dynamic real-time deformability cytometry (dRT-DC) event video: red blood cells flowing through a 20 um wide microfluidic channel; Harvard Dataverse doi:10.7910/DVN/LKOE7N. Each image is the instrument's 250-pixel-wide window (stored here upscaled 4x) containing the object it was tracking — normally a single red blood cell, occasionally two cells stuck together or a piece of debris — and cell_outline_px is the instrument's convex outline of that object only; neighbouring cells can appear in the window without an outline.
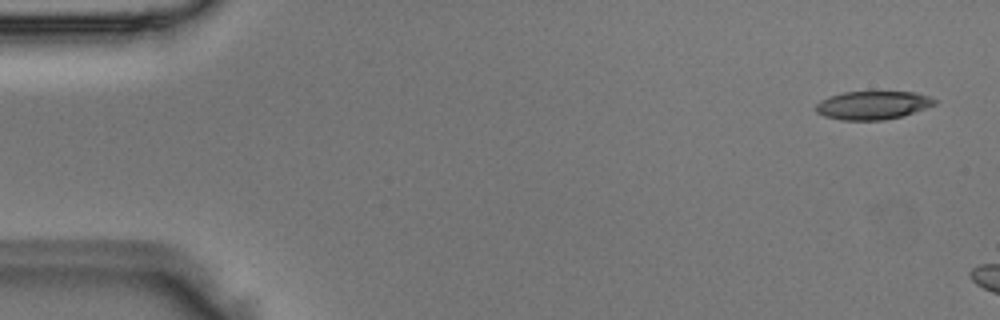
{"species": "Egyptian fruit bat (a non-hibernating species)", "species_latin": "Rousettus aegyptiacus", "temperature_condition": "room temperature", "stored_images_in_passage": 3, "camera_frame_rate_fps": 3000, "um_per_image_px": 0.085, "animal": {"sex": "male"}, "frame": {"image": 1, "passage_image": 1, "time_ms": 0.0, "image_size_px": [1000, 320], "cell_outline_px": [[936, 104], [900, 116], [884, 120], [840, 120], [824, 116], [816, 112], [816, 104], [820, 100], [844, 92], [916, 92], [932, 96], [936, 100]], "centroid_in_image_um": [74.18, 8.94], "position_along_channel_um": 10.8, "area_um2": 19.48}}